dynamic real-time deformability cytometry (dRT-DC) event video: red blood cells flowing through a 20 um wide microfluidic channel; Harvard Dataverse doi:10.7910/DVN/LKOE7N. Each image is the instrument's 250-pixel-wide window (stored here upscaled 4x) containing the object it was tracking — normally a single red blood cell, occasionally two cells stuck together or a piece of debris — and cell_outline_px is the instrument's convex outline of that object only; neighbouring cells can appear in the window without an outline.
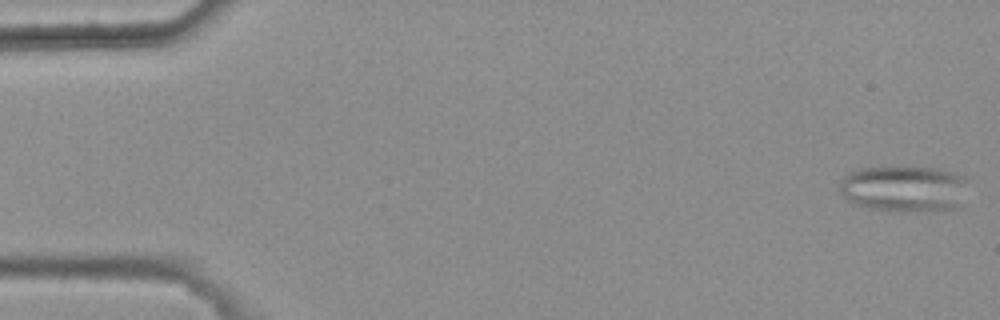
{"species": "common noctule bat (a hibernating species)", "species_latin": "Nyctalus noctula", "temperature_condition": "warm", "stored_images_in_passage": 5, "camera_frame_rate_fps": 3000, "um_per_image_px": 0.085, "animal": {"sex": "female", "body_mass_g": 25.1}, "frame": {"image": 1, "passage_image": 1, "time_ms": 0.0, "image_size_px": [1000, 320], "cell_outline_px": [[968, 180], [964, 208], [900, 212], [864, 208], [848, 200], [840, 192], [840, 184], [844, 176], [852, 172], [864, 168], [932, 168], [956, 172], [964, 176]], "centroid_in_image_um": [76.95, 16.08], "position_along_channel_um": 8.1, "area_um2": 35.03}}